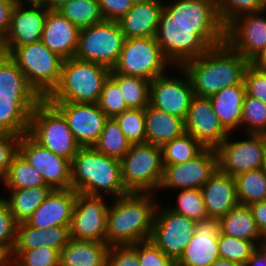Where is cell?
<instances>
[{"mask_svg":"<svg viewBox=\"0 0 266 266\" xmlns=\"http://www.w3.org/2000/svg\"><path fill=\"white\" fill-rule=\"evenodd\" d=\"M249 65L248 59L223 43L180 67L190 79L193 94L210 98L225 87L242 84Z\"/></svg>","mask_w":266,"mask_h":266,"instance_id":"6da1fadb","label":"cell"},{"mask_svg":"<svg viewBox=\"0 0 266 266\" xmlns=\"http://www.w3.org/2000/svg\"><path fill=\"white\" fill-rule=\"evenodd\" d=\"M154 193L129 192L108 207L105 242L108 246L150 240L157 202Z\"/></svg>","mask_w":266,"mask_h":266,"instance_id":"7a4b0ae2","label":"cell"},{"mask_svg":"<svg viewBox=\"0 0 266 266\" xmlns=\"http://www.w3.org/2000/svg\"><path fill=\"white\" fill-rule=\"evenodd\" d=\"M155 39L171 64L181 66L225 43V26H187L163 7Z\"/></svg>","mask_w":266,"mask_h":266,"instance_id":"3957f363","label":"cell"},{"mask_svg":"<svg viewBox=\"0 0 266 266\" xmlns=\"http://www.w3.org/2000/svg\"><path fill=\"white\" fill-rule=\"evenodd\" d=\"M71 189L89 196H102L100 191H106L114 198L129 193L122 181L120 160L93 146L80 147L72 159Z\"/></svg>","mask_w":266,"mask_h":266,"instance_id":"277c9868","label":"cell"},{"mask_svg":"<svg viewBox=\"0 0 266 266\" xmlns=\"http://www.w3.org/2000/svg\"><path fill=\"white\" fill-rule=\"evenodd\" d=\"M111 69L75 57L65 59L58 86L46 98L49 102L98 103Z\"/></svg>","mask_w":266,"mask_h":266,"instance_id":"5b68a950","label":"cell"},{"mask_svg":"<svg viewBox=\"0 0 266 266\" xmlns=\"http://www.w3.org/2000/svg\"><path fill=\"white\" fill-rule=\"evenodd\" d=\"M18 65L30 85L46 99L58 86L64 59L37 41L19 47H1Z\"/></svg>","mask_w":266,"mask_h":266,"instance_id":"8992f818","label":"cell"},{"mask_svg":"<svg viewBox=\"0 0 266 266\" xmlns=\"http://www.w3.org/2000/svg\"><path fill=\"white\" fill-rule=\"evenodd\" d=\"M125 189L135 193H154L163 176L162 148L150 143L131 145L120 160Z\"/></svg>","mask_w":266,"mask_h":266,"instance_id":"52a82bcc","label":"cell"},{"mask_svg":"<svg viewBox=\"0 0 266 266\" xmlns=\"http://www.w3.org/2000/svg\"><path fill=\"white\" fill-rule=\"evenodd\" d=\"M28 134L41 146L69 161L81 147L64 116L47 99H43L33 110Z\"/></svg>","mask_w":266,"mask_h":266,"instance_id":"ba28073f","label":"cell"},{"mask_svg":"<svg viewBox=\"0 0 266 266\" xmlns=\"http://www.w3.org/2000/svg\"><path fill=\"white\" fill-rule=\"evenodd\" d=\"M171 63L163 54L155 37L125 39L121 54L110 73L141 77L152 81L163 75Z\"/></svg>","mask_w":266,"mask_h":266,"instance_id":"9c48e42d","label":"cell"},{"mask_svg":"<svg viewBox=\"0 0 266 266\" xmlns=\"http://www.w3.org/2000/svg\"><path fill=\"white\" fill-rule=\"evenodd\" d=\"M124 41L118 21L104 20L80 29L75 58L112 69L118 61Z\"/></svg>","mask_w":266,"mask_h":266,"instance_id":"30bf717a","label":"cell"},{"mask_svg":"<svg viewBox=\"0 0 266 266\" xmlns=\"http://www.w3.org/2000/svg\"><path fill=\"white\" fill-rule=\"evenodd\" d=\"M227 138L216 148L218 169L232 177L262 168L266 152V135L248 134L244 140ZM230 140V141H229Z\"/></svg>","mask_w":266,"mask_h":266,"instance_id":"8fae6325","label":"cell"},{"mask_svg":"<svg viewBox=\"0 0 266 266\" xmlns=\"http://www.w3.org/2000/svg\"><path fill=\"white\" fill-rule=\"evenodd\" d=\"M159 208L158 205L150 240L177 261L195 233L196 221L172 212L167 206Z\"/></svg>","mask_w":266,"mask_h":266,"instance_id":"7c38bea8","label":"cell"},{"mask_svg":"<svg viewBox=\"0 0 266 266\" xmlns=\"http://www.w3.org/2000/svg\"><path fill=\"white\" fill-rule=\"evenodd\" d=\"M18 152L52 190L71 189V161L41 146L28 133L20 137Z\"/></svg>","mask_w":266,"mask_h":266,"instance_id":"4fadbf2b","label":"cell"},{"mask_svg":"<svg viewBox=\"0 0 266 266\" xmlns=\"http://www.w3.org/2000/svg\"><path fill=\"white\" fill-rule=\"evenodd\" d=\"M104 196L76 192L70 224V238L105 242L108 205Z\"/></svg>","mask_w":266,"mask_h":266,"instance_id":"5bb4252c","label":"cell"},{"mask_svg":"<svg viewBox=\"0 0 266 266\" xmlns=\"http://www.w3.org/2000/svg\"><path fill=\"white\" fill-rule=\"evenodd\" d=\"M218 169L215 148H205L199 155L185 163L164 165L158 189H200Z\"/></svg>","mask_w":266,"mask_h":266,"instance_id":"9a60e30c","label":"cell"},{"mask_svg":"<svg viewBox=\"0 0 266 266\" xmlns=\"http://www.w3.org/2000/svg\"><path fill=\"white\" fill-rule=\"evenodd\" d=\"M66 119L81 147L93 146L108 119L97 103L50 102Z\"/></svg>","mask_w":266,"mask_h":266,"instance_id":"2e32d148","label":"cell"},{"mask_svg":"<svg viewBox=\"0 0 266 266\" xmlns=\"http://www.w3.org/2000/svg\"><path fill=\"white\" fill-rule=\"evenodd\" d=\"M265 12L240 15L225 27V43L249 61L266 47Z\"/></svg>","mask_w":266,"mask_h":266,"instance_id":"e0dca14e","label":"cell"},{"mask_svg":"<svg viewBox=\"0 0 266 266\" xmlns=\"http://www.w3.org/2000/svg\"><path fill=\"white\" fill-rule=\"evenodd\" d=\"M178 68L184 79L163 74L151 81L149 104L185 120L194 94L188 75L180 66Z\"/></svg>","mask_w":266,"mask_h":266,"instance_id":"ac0fdd59","label":"cell"},{"mask_svg":"<svg viewBox=\"0 0 266 266\" xmlns=\"http://www.w3.org/2000/svg\"><path fill=\"white\" fill-rule=\"evenodd\" d=\"M185 132L205 148H217L230 134L213 111L210 98L193 96L184 120Z\"/></svg>","mask_w":266,"mask_h":266,"instance_id":"d6986e66","label":"cell"},{"mask_svg":"<svg viewBox=\"0 0 266 266\" xmlns=\"http://www.w3.org/2000/svg\"><path fill=\"white\" fill-rule=\"evenodd\" d=\"M219 218L208 217L196 221L195 233L176 261V266H211L219 257Z\"/></svg>","mask_w":266,"mask_h":266,"instance_id":"ffe728a7","label":"cell"},{"mask_svg":"<svg viewBox=\"0 0 266 266\" xmlns=\"http://www.w3.org/2000/svg\"><path fill=\"white\" fill-rule=\"evenodd\" d=\"M45 7L15 4L9 30L0 43L1 47H19L40 41L47 16Z\"/></svg>","mask_w":266,"mask_h":266,"instance_id":"44dd1931","label":"cell"},{"mask_svg":"<svg viewBox=\"0 0 266 266\" xmlns=\"http://www.w3.org/2000/svg\"><path fill=\"white\" fill-rule=\"evenodd\" d=\"M76 192L72 189L52 190L26 223L34 228L48 229L54 226L70 228Z\"/></svg>","mask_w":266,"mask_h":266,"instance_id":"7402d4cb","label":"cell"},{"mask_svg":"<svg viewBox=\"0 0 266 266\" xmlns=\"http://www.w3.org/2000/svg\"><path fill=\"white\" fill-rule=\"evenodd\" d=\"M79 31L58 10H48L41 41L62 59L73 58L78 48Z\"/></svg>","mask_w":266,"mask_h":266,"instance_id":"603a6c76","label":"cell"},{"mask_svg":"<svg viewBox=\"0 0 266 266\" xmlns=\"http://www.w3.org/2000/svg\"><path fill=\"white\" fill-rule=\"evenodd\" d=\"M200 190L208 217L220 219L239 204L234 177L219 169Z\"/></svg>","mask_w":266,"mask_h":266,"instance_id":"cb8c5ba5","label":"cell"},{"mask_svg":"<svg viewBox=\"0 0 266 266\" xmlns=\"http://www.w3.org/2000/svg\"><path fill=\"white\" fill-rule=\"evenodd\" d=\"M162 9L161 0L133 5L118 21L125 39L155 37Z\"/></svg>","mask_w":266,"mask_h":266,"instance_id":"d4e9b609","label":"cell"},{"mask_svg":"<svg viewBox=\"0 0 266 266\" xmlns=\"http://www.w3.org/2000/svg\"><path fill=\"white\" fill-rule=\"evenodd\" d=\"M163 7L176 21L187 26H224L215 0H174Z\"/></svg>","mask_w":266,"mask_h":266,"instance_id":"484cf974","label":"cell"},{"mask_svg":"<svg viewBox=\"0 0 266 266\" xmlns=\"http://www.w3.org/2000/svg\"><path fill=\"white\" fill-rule=\"evenodd\" d=\"M69 239L68 226L40 229L22 222L17 225L16 244L13 250H32L47 246L61 251Z\"/></svg>","mask_w":266,"mask_h":266,"instance_id":"4316f807","label":"cell"},{"mask_svg":"<svg viewBox=\"0 0 266 266\" xmlns=\"http://www.w3.org/2000/svg\"><path fill=\"white\" fill-rule=\"evenodd\" d=\"M145 111L146 143L162 147L185 133L184 120L147 105Z\"/></svg>","mask_w":266,"mask_h":266,"instance_id":"83f0119b","label":"cell"},{"mask_svg":"<svg viewBox=\"0 0 266 266\" xmlns=\"http://www.w3.org/2000/svg\"><path fill=\"white\" fill-rule=\"evenodd\" d=\"M0 98L43 100L8 54L0 55Z\"/></svg>","mask_w":266,"mask_h":266,"instance_id":"f1b7e54d","label":"cell"},{"mask_svg":"<svg viewBox=\"0 0 266 266\" xmlns=\"http://www.w3.org/2000/svg\"><path fill=\"white\" fill-rule=\"evenodd\" d=\"M106 242L70 238L60 251L59 266H107Z\"/></svg>","mask_w":266,"mask_h":266,"instance_id":"f546056e","label":"cell"},{"mask_svg":"<svg viewBox=\"0 0 266 266\" xmlns=\"http://www.w3.org/2000/svg\"><path fill=\"white\" fill-rule=\"evenodd\" d=\"M245 94V85L242 83L225 87L210 97L214 113L229 133L241 127Z\"/></svg>","mask_w":266,"mask_h":266,"instance_id":"4dcf8cb0","label":"cell"},{"mask_svg":"<svg viewBox=\"0 0 266 266\" xmlns=\"http://www.w3.org/2000/svg\"><path fill=\"white\" fill-rule=\"evenodd\" d=\"M41 101L0 98V133L20 137L27 134L30 116Z\"/></svg>","mask_w":266,"mask_h":266,"instance_id":"1f68e13d","label":"cell"},{"mask_svg":"<svg viewBox=\"0 0 266 266\" xmlns=\"http://www.w3.org/2000/svg\"><path fill=\"white\" fill-rule=\"evenodd\" d=\"M219 221L222 234L253 241L255 244L257 243L258 247L266 243L257 229L255 219L248 205L238 204L222 216Z\"/></svg>","mask_w":266,"mask_h":266,"instance_id":"d6a6232c","label":"cell"},{"mask_svg":"<svg viewBox=\"0 0 266 266\" xmlns=\"http://www.w3.org/2000/svg\"><path fill=\"white\" fill-rule=\"evenodd\" d=\"M8 190H11L10 198L4 200L8 203L10 211L18 224L26 222L52 191L49 186Z\"/></svg>","mask_w":266,"mask_h":266,"instance_id":"836d02e7","label":"cell"},{"mask_svg":"<svg viewBox=\"0 0 266 266\" xmlns=\"http://www.w3.org/2000/svg\"><path fill=\"white\" fill-rule=\"evenodd\" d=\"M118 84L128 108L142 109L149 105L151 81L141 77L110 73Z\"/></svg>","mask_w":266,"mask_h":266,"instance_id":"e575fe53","label":"cell"},{"mask_svg":"<svg viewBox=\"0 0 266 266\" xmlns=\"http://www.w3.org/2000/svg\"><path fill=\"white\" fill-rule=\"evenodd\" d=\"M2 180L7 189L47 186L42 175L19 152L14 156L9 171Z\"/></svg>","mask_w":266,"mask_h":266,"instance_id":"d590c367","label":"cell"},{"mask_svg":"<svg viewBox=\"0 0 266 266\" xmlns=\"http://www.w3.org/2000/svg\"><path fill=\"white\" fill-rule=\"evenodd\" d=\"M234 179L239 204L266 200V173L262 168L238 174Z\"/></svg>","mask_w":266,"mask_h":266,"instance_id":"8d00e7d4","label":"cell"},{"mask_svg":"<svg viewBox=\"0 0 266 266\" xmlns=\"http://www.w3.org/2000/svg\"><path fill=\"white\" fill-rule=\"evenodd\" d=\"M93 147L103 155L121 160L129 151L131 143L113 117L107 119L101 135Z\"/></svg>","mask_w":266,"mask_h":266,"instance_id":"74e56055","label":"cell"},{"mask_svg":"<svg viewBox=\"0 0 266 266\" xmlns=\"http://www.w3.org/2000/svg\"><path fill=\"white\" fill-rule=\"evenodd\" d=\"M58 11L79 29L104 21L98 0H71Z\"/></svg>","mask_w":266,"mask_h":266,"instance_id":"f35d334b","label":"cell"},{"mask_svg":"<svg viewBox=\"0 0 266 266\" xmlns=\"http://www.w3.org/2000/svg\"><path fill=\"white\" fill-rule=\"evenodd\" d=\"M163 165L185 163L199 155L205 147L188 133H183L162 147Z\"/></svg>","mask_w":266,"mask_h":266,"instance_id":"ab89813d","label":"cell"},{"mask_svg":"<svg viewBox=\"0 0 266 266\" xmlns=\"http://www.w3.org/2000/svg\"><path fill=\"white\" fill-rule=\"evenodd\" d=\"M243 126L247 134L266 135V103L245 94L241 117Z\"/></svg>","mask_w":266,"mask_h":266,"instance_id":"60d3db41","label":"cell"},{"mask_svg":"<svg viewBox=\"0 0 266 266\" xmlns=\"http://www.w3.org/2000/svg\"><path fill=\"white\" fill-rule=\"evenodd\" d=\"M127 140L133 144L146 143L145 111L129 108L114 117Z\"/></svg>","mask_w":266,"mask_h":266,"instance_id":"b9f144b4","label":"cell"},{"mask_svg":"<svg viewBox=\"0 0 266 266\" xmlns=\"http://www.w3.org/2000/svg\"><path fill=\"white\" fill-rule=\"evenodd\" d=\"M257 248L253 241L227 236L221 232L218 237L220 258L240 264H245Z\"/></svg>","mask_w":266,"mask_h":266,"instance_id":"7bdbcfd3","label":"cell"},{"mask_svg":"<svg viewBox=\"0 0 266 266\" xmlns=\"http://www.w3.org/2000/svg\"><path fill=\"white\" fill-rule=\"evenodd\" d=\"M177 194L178 206H168L169 210L195 221L208 218L200 189H181V192Z\"/></svg>","mask_w":266,"mask_h":266,"instance_id":"ee69618b","label":"cell"},{"mask_svg":"<svg viewBox=\"0 0 266 266\" xmlns=\"http://www.w3.org/2000/svg\"><path fill=\"white\" fill-rule=\"evenodd\" d=\"M60 251L47 246L13 250V266H59Z\"/></svg>","mask_w":266,"mask_h":266,"instance_id":"f6af8a7d","label":"cell"},{"mask_svg":"<svg viewBox=\"0 0 266 266\" xmlns=\"http://www.w3.org/2000/svg\"><path fill=\"white\" fill-rule=\"evenodd\" d=\"M223 25L226 27L240 15L255 13L266 9L262 0H215Z\"/></svg>","mask_w":266,"mask_h":266,"instance_id":"bcb514c9","label":"cell"},{"mask_svg":"<svg viewBox=\"0 0 266 266\" xmlns=\"http://www.w3.org/2000/svg\"><path fill=\"white\" fill-rule=\"evenodd\" d=\"M97 104L108 118H113L124 110L129 109L126 106L118 84L110 76L103 84Z\"/></svg>","mask_w":266,"mask_h":266,"instance_id":"7dc6e473","label":"cell"},{"mask_svg":"<svg viewBox=\"0 0 266 266\" xmlns=\"http://www.w3.org/2000/svg\"><path fill=\"white\" fill-rule=\"evenodd\" d=\"M139 266H176V261L166 256L151 240L138 242Z\"/></svg>","mask_w":266,"mask_h":266,"instance_id":"c3c4849f","label":"cell"},{"mask_svg":"<svg viewBox=\"0 0 266 266\" xmlns=\"http://www.w3.org/2000/svg\"><path fill=\"white\" fill-rule=\"evenodd\" d=\"M107 266H139L138 243L109 246Z\"/></svg>","mask_w":266,"mask_h":266,"instance_id":"681fc988","label":"cell"},{"mask_svg":"<svg viewBox=\"0 0 266 266\" xmlns=\"http://www.w3.org/2000/svg\"><path fill=\"white\" fill-rule=\"evenodd\" d=\"M17 225L8 203L0 198V244L12 251L16 244Z\"/></svg>","mask_w":266,"mask_h":266,"instance_id":"f907efd6","label":"cell"},{"mask_svg":"<svg viewBox=\"0 0 266 266\" xmlns=\"http://www.w3.org/2000/svg\"><path fill=\"white\" fill-rule=\"evenodd\" d=\"M243 83L246 95L266 103V72L249 65L245 71Z\"/></svg>","mask_w":266,"mask_h":266,"instance_id":"816d5d0a","label":"cell"},{"mask_svg":"<svg viewBox=\"0 0 266 266\" xmlns=\"http://www.w3.org/2000/svg\"><path fill=\"white\" fill-rule=\"evenodd\" d=\"M20 136L0 133V180L7 175L14 156L18 153Z\"/></svg>","mask_w":266,"mask_h":266,"instance_id":"f5cc1de1","label":"cell"},{"mask_svg":"<svg viewBox=\"0 0 266 266\" xmlns=\"http://www.w3.org/2000/svg\"><path fill=\"white\" fill-rule=\"evenodd\" d=\"M104 20L119 21L132 8L130 0H98Z\"/></svg>","mask_w":266,"mask_h":266,"instance_id":"db71d44e","label":"cell"},{"mask_svg":"<svg viewBox=\"0 0 266 266\" xmlns=\"http://www.w3.org/2000/svg\"><path fill=\"white\" fill-rule=\"evenodd\" d=\"M15 4L9 0H0V43L4 40L9 27Z\"/></svg>","mask_w":266,"mask_h":266,"instance_id":"11a10c76","label":"cell"},{"mask_svg":"<svg viewBox=\"0 0 266 266\" xmlns=\"http://www.w3.org/2000/svg\"><path fill=\"white\" fill-rule=\"evenodd\" d=\"M252 211L258 231L266 240V200L248 205Z\"/></svg>","mask_w":266,"mask_h":266,"instance_id":"9f6ffc18","label":"cell"},{"mask_svg":"<svg viewBox=\"0 0 266 266\" xmlns=\"http://www.w3.org/2000/svg\"><path fill=\"white\" fill-rule=\"evenodd\" d=\"M245 266H266V246H259L247 260Z\"/></svg>","mask_w":266,"mask_h":266,"instance_id":"6f0895ef","label":"cell"},{"mask_svg":"<svg viewBox=\"0 0 266 266\" xmlns=\"http://www.w3.org/2000/svg\"><path fill=\"white\" fill-rule=\"evenodd\" d=\"M255 69L266 72V47L250 60Z\"/></svg>","mask_w":266,"mask_h":266,"instance_id":"680465c9","label":"cell"},{"mask_svg":"<svg viewBox=\"0 0 266 266\" xmlns=\"http://www.w3.org/2000/svg\"><path fill=\"white\" fill-rule=\"evenodd\" d=\"M13 251L0 244V266H13Z\"/></svg>","mask_w":266,"mask_h":266,"instance_id":"91938a15","label":"cell"},{"mask_svg":"<svg viewBox=\"0 0 266 266\" xmlns=\"http://www.w3.org/2000/svg\"><path fill=\"white\" fill-rule=\"evenodd\" d=\"M28 4V6H40V7H45L48 9V0H20V4H24L25 6Z\"/></svg>","mask_w":266,"mask_h":266,"instance_id":"94428289","label":"cell"},{"mask_svg":"<svg viewBox=\"0 0 266 266\" xmlns=\"http://www.w3.org/2000/svg\"><path fill=\"white\" fill-rule=\"evenodd\" d=\"M211 266H245V264H240L219 257Z\"/></svg>","mask_w":266,"mask_h":266,"instance_id":"6125c7cd","label":"cell"},{"mask_svg":"<svg viewBox=\"0 0 266 266\" xmlns=\"http://www.w3.org/2000/svg\"><path fill=\"white\" fill-rule=\"evenodd\" d=\"M71 0H48V10H58Z\"/></svg>","mask_w":266,"mask_h":266,"instance_id":"be15d7a7","label":"cell"},{"mask_svg":"<svg viewBox=\"0 0 266 266\" xmlns=\"http://www.w3.org/2000/svg\"><path fill=\"white\" fill-rule=\"evenodd\" d=\"M132 5H138V4H143V3H147L150 1H155V0H130Z\"/></svg>","mask_w":266,"mask_h":266,"instance_id":"e7e4bbea","label":"cell"},{"mask_svg":"<svg viewBox=\"0 0 266 266\" xmlns=\"http://www.w3.org/2000/svg\"><path fill=\"white\" fill-rule=\"evenodd\" d=\"M262 170L266 173V152H265V158L263 160Z\"/></svg>","mask_w":266,"mask_h":266,"instance_id":"03108f58","label":"cell"},{"mask_svg":"<svg viewBox=\"0 0 266 266\" xmlns=\"http://www.w3.org/2000/svg\"><path fill=\"white\" fill-rule=\"evenodd\" d=\"M11 2H13L14 4H19L20 3V0H9Z\"/></svg>","mask_w":266,"mask_h":266,"instance_id":"003e7915","label":"cell"},{"mask_svg":"<svg viewBox=\"0 0 266 266\" xmlns=\"http://www.w3.org/2000/svg\"><path fill=\"white\" fill-rule=\"evenodd\" d=\"M3 53V50H2V48H1V46H0V55Z\"/></svg>","mask_w":266,"mask_h":266,"instance_id":"a7ac6f4b","label":"cell"}]
</instances>
